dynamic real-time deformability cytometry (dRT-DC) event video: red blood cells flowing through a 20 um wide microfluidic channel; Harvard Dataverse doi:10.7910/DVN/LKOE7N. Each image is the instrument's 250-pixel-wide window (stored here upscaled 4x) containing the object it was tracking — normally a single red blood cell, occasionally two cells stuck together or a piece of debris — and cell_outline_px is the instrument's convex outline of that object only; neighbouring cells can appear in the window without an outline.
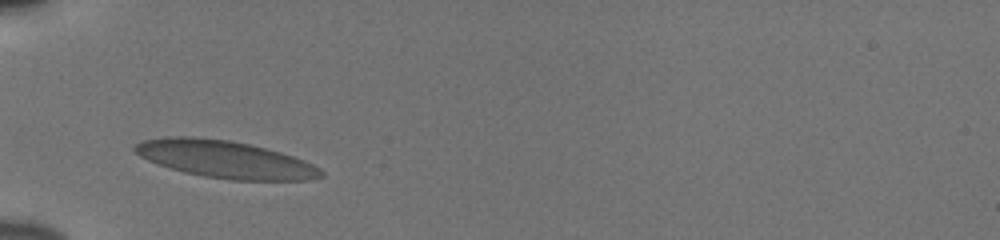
{"species": "human", "species_latin": "Homo sapiens", "temperature_condition": "cold", "stored_images_in_passage": 30, "camera_frame_rate_fps": 3000, "um_per_image_px": 0.085, "donor": {"sex": "male"}, "frame": {"image": 1, "passage_image": 1, "time_ms": 0.0, "image_size_px": [1000, 240], "cell_outline_px": [[324, 176], [308, 180], [228, 180], [204, 176], [184, 172], [148, 160], [132, 152], [132, 148], [136, 144], [144, 140], [164, 136], [192, 136], [228, 140], [248, 144], [280, 152], [304, 160], [320, 168], [324, 172]], "centroid_in_image_um": [19.12, 13.54], "position_along_channel_um": 65.9, "area_um2": 40.4}}
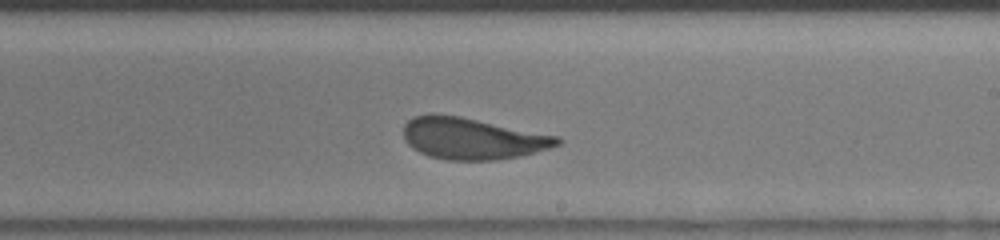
{"frame": {"image": 2, "passage_image": 16, "time_ms": 5.0, "image_size_px": [1000, 240], "cell_outline_px": [[564, 140], [560, 144], [548, 148], [520, 156], [496, 160], [448, 160], [428, 156], [412, 148], [404, 140], [404, 124], [412, 116], [460, 116], [560, 136]], "centroid_in_image_um": [40.18, 11.79], "position_along_channel_um": 248.8, "area_um2": 36.93}}
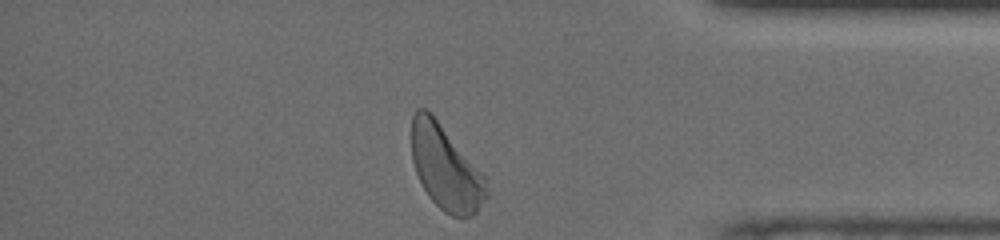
{"frame": {"image": 3, "passage_image": 29, "time_ms": 9.333, "image_size_px": [1000, 240], "cell_outline_px": [[488, 196], [476, 212], [472, 216], [452, 216], [444, 212], [428, 196], [416, 172], [412, 160], [412, 116], [416, 108], [424, 108], [432, 112], [484, 176], [488, 192]], "centroid_in_image_um": [37.86, 14.24], "position_along_channel_um": 397.3, "area_um2": 36.53}, "authors_computed_cell_mechanics": {"area_um2": 37.6567, "velocity_mm_per_s": 3.8006, "shape_relaxation_time_tau1_ms": 3.2005, "shape_relaxation_time_tau2_ms": null, "deformation_change_tau1": 0.1274, "deformation_change_tau2": null}}